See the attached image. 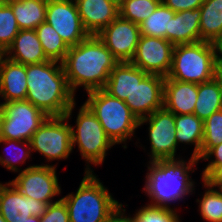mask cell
I'll return each instance as SVG.
<instances>
[{"instance_id":"obj_22","label":"cell","mask_w":222,"mask_h":222,"mask_svg":"<svg viewBox=\"0 0 222 222\" xmlns=\"http://www.w3.org/2000/svg\"><path fill=\"white\" fill-rule=\"evenodd\" d=\"M200 8L175 12L171 18L170 42L175 45L200 41Z\"/></svg>"},{"instance_id":"obj_42","label":"cell","mask_w":222,"mask_h":222,"mask_svg":"<svg viewBox=\"0 0 222 222\" xmlns=\"http://www.w3.org/2000/svg\"><path fill=\"white\" fill-rule=\"evenodd\" d=\"M6 59V50L0 46V68L2 67L3 61Z\"/></svg>"},{"instance_id":"obj_6","label":"cell","mask_w":222,"mask_h":222,"mask_svg":"<svg viewBox=\"0 0 222 222\" xmlns=\"http://www.w3.org/2000/svg\"><path fill=\"white\" fill-rule=\"evenodd\" d=\"M76 106L77 102H74L73 110L78 111L76 119L75 116L73 119L75 124H70L72 149L77 147L81 160L85 162L84 172H94L93 168L103 165L108 151L116 145L106 135L99 120L84 101L78 109Z\"/></svg>"},{"instance_id":"obj_25","label":"cell","mask_w":222,"mask_h":222,"mask_svg":"<svg viewBox=\"0 0 222 222\" xmlns=\"http://www.w3.org/2000/svg\"><path fill=\"white\" fill-rule=\"evenodd\" d=\"M1 144V150L4 151L0 154V165L15 174L22 172L24 169L20 166H24L26 161L28 162V159H32L33 156L30 141L0 139V146Z\"/></svg>"},{"instance_id":"obj_2","label":"cell","mask_w":222,"mask_h":222,"mask_svg":"<svg viewBox=\"0 0 222 222\" xmlns=\"http://www.w3.org/2000/svg\"><path fill=\"white\" fill-rule=\"evenodd\" d=\"M119 61L97 35L71 46L62 62L71 91L76 95L83 88L89 91L104 89L109 75Z\"/></svg>"},{"instance_id":"obj_33","label":"cell","mask_w":222,"mask_h":222,"mask_svg":"<svg viewBox=\"0 0 222 222\" xmlns=\"http://www.w3.org/2000/svg\"><path fill=\"white\" fill-rule=\"evenodd\" d=\"M203 142L200 158L212 147L222 143V109L203 121Z\"/></svg>"},{"instance_id":"obj_10","label":"cell","mask_w":222,"mask_h":222,"mask_svg":"<svg viewBox=\"0 0 222 222\" xmlns=\"http://www.w3.org/2000/svg\"><path fill=\"white\" fill-rule=\"evenodd\" d=\"M147 125V139L149 141L150 161L160 159H176L183 157L178 155L179 150L176 139L175 115L164 107L156 110L150 116L139 120V128ZM178 149V150H177Z\"/></svg>"},{"instance_id":"obj_36","label":"cell","mask_w":222,"mask_h":222,"mask_svg":"<svg viewBox=\"0 0 222 222\" xmlns=\"http://www.w3.org/2000/svg\"><path fill=\"white\" fill-rule=\"evenodd\" d=\"M200 179L208 186L222 189V164L205 165Z\"/></svg>"},{"instance_id":"obj_35","label":"cell","mask_w":222,"mask_h":222,"mask_svg":"<svg viewBox=\"0 0 222 222\" xmlns=\"http://www.w3.org/2000/svg\"><path fill=\"white\" fill-rule=\"evenodd\" d=\"M40 222H69V213L65 202L60 199L48 204L45 213L40 217Z\"/></svg>"},{"instance_id":"obj_40","label":"cell","mask_w":222,"mask_h":222,"mask_svg":"<svg viewBox=\"0 0 222 222\" xmlns=\"http://www.w3.org/2000/svg\"><path fill=\"white\" fill-rule=\"evenodd\" d=\"M211 44L214 50L215 65H222V35L214 39Z\"/></svg>"},{"instance_id":"obj_39","label":"cell","mask_w":222,"mask_h":222,"mask_svg":"<svg viewBox=\"0 0 222 222\" xmlns=\"http://www.w3.org/2000/svg\"><path fill=\"white\" fill-rule=\"evenodd\" d=\"M127 204L121 203L118 208L109 216L106 222H134L132 214L124 208H127ZM131 214V215H130Z\"/></svg>"},{"instance_id":"obj_38","label":"cell","mask_w":222,"mask_h":222,"mask_svg":"<svg viewBox=\"0 0 222 222\" xmlns=\"http://www.w3.org/2000/svg\"><path fill=\"white\" fill-rule=\"evenodd\" d=\"M199 160L208 161L206 165L222 164V143L210 148Z\"/></svg>"},{"instance_id":"obj_8","label":"cell","mask_w":222,"mask_h":222,"mask_svg":"<svg viewBox=\"0 0 222 222\" xmlns=\"http://www.w3.org/2000/svg\"><path fill=\"white\" fill-rule=\"evenodd\" d=\"M214 50L211 42L175 45L170 71L165 79L205 83L214 79Z\"/></svg>"},{"instance_id":"obj_41","label":"cell","mask_w":222,"mask_h":222,"mask_svg":"<svg viewBox=\"0 0 222 222\" xmlns=\"http://www.w3.org/2000/svg\"><path fill=\"white\" fill-rule=\"evenodd\" d=\"M214 80L218 83L222 89V65H215Z\"/></svg>"},{"instance_id":"obj_32","label":"cell","mask_w":222,"mask_h":222,"mask_svg":"<svg viewBox=\"0 0 222 222\" xmlns=\"http://www.w3.org/2000/svg\"><path fill=\"white\" fill-rule=\"evenodd\" d=\"M140 207L132 213L134 222H182L183 220L179 211L173 209L147 203Z\"/></svg>"},{"instance_id":"obj_30","label":"cell","mask_w":222,"mask_h":222,"mask_svg":"<svg viewBox=\"0 0 222 222\" xmlns=\"http://www.w3.org/2000/svg\"><path fill=\"white\" fill-rule=\"evenodd\" d=\"M199 184H202L204 191L200 194V198H196V204L198 203L197 212L200 217L206 222H222V189L213 188L208 186L202 180ZM202 194V195H201Z\"/></svg>"},{"instance_id":"obj_34","label":"cell","mask_w":222,"mask_h":222,"mask_svg":"<svg viewBox=\"0 0 222 222\" xmlns=\"http://www.w3.org/2000/svg\"><path fill=\"white\" fill-rule=\"evenodd\" d=\"M19 30L11 6L8 3H0V46L7 50Z\"/></svg>"},{"instance_id":"obj_14","label":"cell","mask_w":222,"mask_h":222,"mask_svg":"<svg viewBox=\"0 0 222 222\" xmlns=\"http://www.w3.org/2000/svg\"><path fill=\"white\" fill-rule=\"evenodd\" d=\"M97 36L119 62H131L141 32L138 24L118 16Z\"/></svg>"},{"instance_id":"obj_27","label":"cell","mask_w":222,"mask_h":222,"mask_svg":"<svg viewBox=\"0 0 222 222\" xmlns=\"http://www.w3.org/2000/svg\"><path fill=\"white\" fill-rule=\"evenodd\" d=\"M200 11V41L212 42L222 35V0H205Z\"/></svg>"},{"instance_id":"obj_46","label":"cell","mask_w":222,"mask_h":222,"mask_svg":"<svg viewBox=\"0 0 222 222\" xmlns=\"http://www.w3.org/2000/svg\"><path fill=\"white\" fill-rule=\"evenodd\" d=\"M10 0H0V3H7L9 2Z\"/></svg>"},{"instance_id":"obj_4","label":"cell","mask_w":222,"mask_h":222,"mask_svg":"<svg viewBox=\"0 0 222 222\" xmlns=\"http://www.w3.org/2000/svg\"><path fill=\"white\" fill-rule=\"evenodd\" d=\"M83 173L76 191L61 196L68 209L69 222H106L122 202L114 198L95 172Z\"/></svg>"},{"instance_id":"obj_15","label":"cell","mask_w":222,"mask_h":222,"mask_svg":"<svg viewBox=\"0 0 222 222\" xmlns=\"http://www.w3.org/2000/svg\"><path fill=\"white\" fill-rule=\"evenodd\" d=\"M48 204L24 196L10 181H0V213L6 222H25L29 216L41 217Z\"/></svg>"},{"instance_id":"obj_24","label":"cell","mask_w":222,"mask_h":222,"mask_svg":"<svg viewBox=\"0 0 222 222\" xmlns=\"http://www.w3.org/2000/svg\"><path fill=\"white\" fill-rule=\"evenodd\" d=\"M20 30H35L46 22L47 0H10L7 2Z\"/></svg>"},{"instance_id":"obj_44","label":"cell","mask_w":222,"mask_h":222,"mask_svg":"<svg viewBox=\"0 0 222 222\" xmlns=\"http://www.w3.org/2000/svg\"><path fill=\"white\" fill-rule=\"evenodd\" d=\"M109 1L115 4L119 8L125 0H109Z\"/></svg>"},{"instance_id":"obj_1","label":"cell","mask_w":222,"mask_h":222,"mask_svg":"<svg viewBox=\"0 0 222 222\" xmlns=\"http://www.w3.org/2000/svg\"><path fill=\"white\" fill-rule=\"evenodd\" d=\"M187 158L147 161L142 188L144 195L149 198L147 204L179 211L180 202L185 203L190 195H195L197 182L192 179V173L199 168L200 160L194 156Z\"/></svg>"},{"instance_id":"obj_29","label":"cell","mask_w":222,"mask_h":222,"mask_svg":"<svg viewBox=\"0 0 222 222\" xmlns=\"http://www.w3.org/2000/svg\"><path fill=\"white\" fill-rule=\"evenodd\" d=\"M35 31L46 57L51 61L62 63L70 47L60 37L56 30L47 22H43Z\"/></svg>"},{"instance_id":"obj_12","label":"cell","mask_w":222,"mask_h":222,"mask_svg":"<svg viewBox=\"0 0 222 222\" xmlns=\"http://www.w3.org/2000/svg\"><path fill=\"white\" fill-rule=\"evenodd\" d=\"M46 22L69 47L79 44L89 36L82 25L74 0H47Z\"/></svg>"},{"instance_id":"obj_13","label":"cell","mask_w":222,"mask_h":222,"mask_svg":"<svg viewBox=\"0 0 222 222\" xmlns=\"http://www.w3.org/2000/svg\"><path fill=\"white\" fill-rule=\"evenodd\" d=\"M174 45L164 38L141 35L131 63L148 74L167 77Z\"/></svg>"},{"instance_id":"obj_17","label":"cell","mask_w":222,"mask_h":222,"mask_svg":"<svg viewBox=\"0 0 222 222\" xmlns=\"http://www.w3.org/2000/svg\"><path fill=\"white\" fill-rule=\"evenodd\" d=\"M84 29L97 35L119 16V8L109 0H74Z\"/></svg>"},{"instance_id":"obj_9","label":"cell","mask_w":222,"mask_h":222,"mask_svg":"<svg viewBox=\"0 0 222 222\" xmlns=\"http://www.w3.org/2000/svg\"><path fill=\"white\" fill-rule=\"evenodd\" d=\"M0 139L30 141L48 117L29 101L1 103Z\"/></svg>"},{"instance_id":"obj_21","label":"cell","mask_w":222,"mask_h":222,"mask_svg":"<svg viewBox=\"0 0 222 222\" xmlns=\"http://www.w3.org/2000/svg\"><path fill=\"white\" fill-rule=\"evenodd\" d=\"M148 73L131 62H119L111 71L104 90L111 96L125 101L130 98L136 82L142 81Z\"/></svg>"},{"instance_id":"obj_20","label":"cell","mask_w":222,"mask_h":222,"mask_svg":"<svg viewBox=\"0 0 222 222\" xmlns=\"http://www.w3.org/2000/svg\"><path fill=\"white\" fill-rule=\"evenodd\" d=\"M6 58L23 65L49 61L35 30H19L6 50Z\"/></svg>"},{"instance_id":"obj_16","label":"cell","mask_w":222,"mask_h":222,"mask_svg":"<svg viewBox=\"0 0 222 222\" xmlns=\"http://www.w3.org/2000/svg\"><path fill=\"white\" fill-rule=\"evenodd\" d=\"M164 82L165 77L156 74H148L136 82L130 98L124 102L139 120L163 107Z\"/></svg>"},{"instance_id":"obj_5","label":"cell","mask_w":222,"mask_h":222,"mask_svg":"<svg viewBox=\"0 0 222 222\" xmlns=\"http://www.w3.org/2000/svg\"><path fill=\"white\" fill-rule=\"evenodd\" d=\"M84 103L95 114L106 135L115 145L123 144L121 147L127 149L129 140L133 142V138H137L136 146L142 147L146 152V146L140 144V138L135 136L139 128V119L123 100L111 96L104 89H97L87 92Z\"/></svg>"},{"instance_id":"obj_18","label":"cell","mask_w":222,"mask_h":222,"mask_svg":"<svg viewBox=\"0 0 222 222\" xmlns=\"http://www.w3.org/2000/svg\"><path fill=\"white\" fill-rule=\"evenodd\" d=\"M198 84L165 79L163 107L174 115L193 114Z\"/></svg>"},{"instance_id":"obj_11","label":"cell","mask_w":222,"mask_h":222,"mask_svg":"<svg viewBox=\"0 0 222 222\" xmlns=\"http://www.w3.org/2000/svg\"><path fill=\"white\" fill-rule=\"evenodd\" d=\"M16 177L9 180L24 196L51 204L59 201L63 193L57 168L29 164ZM56 197H58L56 199ZM55 198V199H54Z\"/></svg>"},{"instance_id":"obj_3","label":"cell","mask_w":222,"mask_h":222,"mask_svg":"<svg viewBox=\"0 0 222 222\" xmlns=\"http://www.w3.org/2000/svg\"><path fill=\"white\" fill-rule=\"evenodd\" d=\"M26 74V101L47 116H64L78 100L68 85L62 63L49 60L29 64L26 65Z\"/></svg>"},{"instance_id":"obj_31","label":"cell","mask_w":222,"mask_h":222,"mask_svg":"<svg viewBox=\"0 0 222 222\" xmlns=\"http://www.w3.org/2000/svg\"><path fill=\"white\" fill-rule=\"evenodd\" d=\"M161 2L162 0H125L119 7V16L139 25L156 10Z\"/></svg>"},{"instance_id":"obj_45","label":"cell","mask_w":222,"mask_h":222,"mask_svg":"<svg viewBox=\"0 0 222 222\" xmlns=\"http://www.w3.org/2000/svg\"><path fill=\"white\" fill-rule=\"evenodd\" d=\"M0 222H6L1 213H0Z\"/></svg>"},{"instance_id":"obj_47","label":"cell","mask_w":222,"mask_h":222,"mask_svg":"<svg viewBox=\"0 0 222 222\" xmlns=\"http://www.w3.org/2000/svg\"><path fill=\"white\" fill-rule=\"evenodd\" d=\"M1 113H2V107H1V102H0V117H1Z\"/></svg>"},{"instance_id":"obj_23","label":"cell","mask_w":222,"mask_h":222,"mask_svg":"<svg viewBox=\"0 0 222 222\" xmlns=\"http://www.w3.org/2000/svg\"><path fill=\"white\" fill-rule=\"evenodd\" d=\"M176 139L178 148L186 150L188 145L193 146L191 156L200 159L201 145L203 142V121L199 119L194 113L175 115ZM187 145V146H186Z\"/></svg>"},{"instance_id":"obj_43","label":"cell","mask_w":222,"mask_h":222,"mask_svg":"<svg viewBox=\"0 0 222 222\" xmlns=\"http://www.w3.org/2000/svg\"><path fill=\"white\" fill-rule=\"evenodd\" d=\"M25 222H40V217H36V216H29L28 220Z\"/></svg>"},{"instance_id":"obj_7","label":"cell","mask_w":222,"mask_h":222,"mask_svg":"<svg viewBox=\"0 0 222 222\" xmlns=\"http://www.w3.org/2000/svg\"><path fill=\"white\" fill-rule=\"evenodd\" d=\"M73 104L66 111L64 116H48L41 126L34 132L30 140L32 153L41 154L44 163L39 165H47L58 167L59 162L69 159L74 150L72 149L71 127L73 115ZM71 154V155H70ZM54 161V162H53ZM50 162V164H49Z\"/></svg>"},{"instance_id":"obj_19","label":"cell","mask_w":222,"mask_h":222,"mask_svg":"<svg viewBox=\"0 0 222 222\" xmlns=\"http://www.w3.org/2000/svg\"><path fill=\"white\" fill-rule=\"evenodd\" d=\"M26 95V65L6 58L0 68V102L24 101Z\"/></svg>"},{"instance_id":"obj_26","label":"cell","mask_w":222,"mask_h":222,"mask_svg":"<svg viewBox=\"0 0 222 222\" xmlns=\"http://www.w3.org/2000/svg\"><path fill=\"white\" fill-rule=\"evenodd\" d=\"M222 109V89L218 83L211 81L198 84V95L194 114L205 121L212 113Z\"/></svg>"},{"instance_id":"obj_37","label":"cell","mask_w":222,"mask_h":222,"mask_svg":"<svg viewBox=\"0 0 222 222\" xmlns=\"http://www.w3.org/2000/svg\"><path fill=\"white\" fill-rule=\"evenodd\" d=\"M204 1L205 0H162V2L174 12L200 8Z\"/></svg>"},{"instance_id":"obj_28","label":"cell","mask_w":222,"mask_h":222,"mask_svg":"<svg viewBox=\"0 0 222 222\" xmlns=\"http://www.w3.org/2000/svg\"><path fill=\"white\" fill-rule=\"evenodd\" d=\"M174 15L175 12L161 2L156 10L139 24L141 35L164 38L170 42L171 18Z\"/></svg>"}]
</instances>
